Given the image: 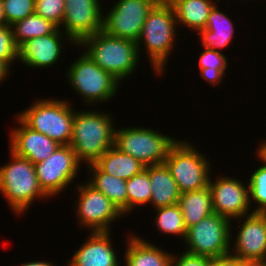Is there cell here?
I'll return each instance as SVG.
<instances>
[{"label":"cell","mask_w":266,"mask_h":266,"mask_svg":"<svg viewBox=\"0 0 266 266\" xmlns=\"http://www.w3.org/2000/svg\"><path fill=\"white\" fill-rule=\"evenodd\" d=\"M175 12L176 21L198 33L205 29L209 13L214 7L212 0H169Z\"/></svg>","instance_id":"obj_24"},{"label":"cell","mask_w":266,"mask_h":266,"mask_svg":"<svg viewBox=\"0 0 266 266\" xmlns=\"http://www.w3.org/2000/svg\"><path fill=\"white\" fill-rule=\"evenodd\" d=\"M78 45L104 71L119 81L133 74L139 61L137 42L108 35L103 30L84 38Z\"/></svg>","instance_id":"obj_2"},{"label":"cell","mask_w":266,"mask_h":266,"mask_svg":"<svg viewBox=\"0 0 266 266\" xmlns=\"http://www.w3.org/2000/svg\"><path fill=\"white\" fill-rule=\"evenodd\" d=\"M112 115L94 111H75L70 146L80 162L95 163L114 146Z\"/></svg>","instance_id":"obj_1"},{"label":"cell","mask_w":266,"mask_h":266,"mask_svg":"<svg viewBox=\"0 0 266 266\" xmlns=\"http://www.w3.org/2000/svg\"><path fill=\"white\" fill-rule=\"evenodd\" d=\"M18 123L21 127L12 130L10 141V151L17 156L31 161L33 164L44 161L60 144L48 136L34 131L26 126L19 118Z\"/></svg>","instance_id":"obj_16"},{"label":"cell","mask_w":266,"mask_h":266,"mask_svg":"<svg viewBox=\"0 0 266 266\" xmlns=\"http://www.w3.org/2000/svg\"><path fill=\"white\" fill-rule=\"evenodd\" d=\"M10 72V67L5 63L0 61V83L8 76Z\"/></svg>","instance_id":"obj_36"},{"label":"cell","mask_w":266,"mask_h":266,"mask_svg":"<svg viewBox=\"0 0 266 266\" xmlns=\"http://www.w3.org/2000/svg\"><path fill=\"white\" fill-rule=\"evenodd\" d=\"M20 266H54L53 263L45 262V261H32V262H25L24 264H21Z\"/></svg>","instance_id":"obj_38"},{"label":"cell","mask_w":266,"mask_h":266,"mask_svg":"<svg viewBox=\"0 0 266 266\" xmlns=\"http://www.w3.org/2000/svg\"><path fill=\"white\" fill-rule=\"evenodd\" d=\"M15 59H19V47L14 41L12 27L0 26V61L10 67Z\"/></svg>","instance_id":"obj_33"},{"label":"cell","mask_w":266,"mask_h":266,"mask_svg":"<svg viewBox=\"0 0 266 266\" xmlns=\"http://www.w3.org/2000/svg\"><path fill=\"white\" fill-rule=\"evenodd\" d=\"M151 183V200L154 208L178 204L180 192L165 163L147 166Z\"/></svg>","instance_id":"obj_19"},{"label":"cell","mask_w":266,"mask_h":266,"mask_svg":"<svg viewBox=\"0 0 266 266\" xmlns=\"http://www.w3.org/2000/svg\"><path fill=\"white\" fill-rule=\"evenodd\" d=\"M246 185L249 186L250 199L259 205L252 212L266 213V166L257 168Z\"/></svg>","instance_id":"obj_30"},{"label":"cell","mask_w":266,"mask_h":266,"mask_svg":"<svg viewBox=\"0 0 266 266\" xmlns=\"http://www.w3.org/2000/svg\"><path fill=\"white\" fill-rule=\"evenodd\" d=\"M234 26L226 14L219 11L217 5L211 9L205 29L199 32L205 48L222 49L232 41Z\"/></svg>","instance_id":"obj_21"},{"label":"cell","mask_w":266,"mask_h":266,"mask_svg":"<svg viewBox=\"0 0 266 266\" xmlns=\"http://www.w3.org/2000/svg\"><path fill=\"white\" fill-rule=\"evenodd\" d=\"M95 164L105 173L127 181L145 169V166L133 156L110 147Z\"/></svg>","instance_id":"obj_23"},{"label":"cell","mask_w":266,"mask_h":266,"mask_svg":"<svg viewBox=\"0 0 266 266\" xmlns=\"http://www.w3.org/2000/svg\"><path fill=\"white\" fill-rule=\"evenodd\" d=\"M99 0H65L62 19L65 37L79 44L84 38L102 31L103 14Z\"/></svg>","instance_id":"obj_13"},{"label":"cell","mask_w":266,"mask_h":266,"mask_svg":"<svg viewBox=\"0 0 266 266\" xmlns=\"http://www.w3.org/2000/svg\"><path fill=\"white\" fill-rule=\"evenodd\" d=\"M127 189V214L137 205L149 204L152 190L147 167L140 173L134 175L126 181Z\"/></svg>","instance_id":"obj_27"},{"label":"cell","mask_w":266,"mask_h":266,"mask_svg":"<svg viewBox=\"0 0 266 266\" xmlns=\"http://www.w3.org/2000/svg\"><path fill=\"white\" fill-rule=\"evenodd\" d=\"M67 71L68 82L84 102H105L117 95L120 82L111 73L101 69L85 52L71 63Z\"/></svg>","instance_id":"obj_7"},{"label":"cell","mask_w":266,"mask_h":266,"mask_svg":"<svg viewBox=\"0 0 266 266\" xmlns=\"http://www.w3.org/2000/svg\"><path fill=\"white\" fill-rule=\"evenodd\" d=\"M248 266H266V262L250 263Z\"/></svg>","instance_id":"obj_40"},{"label":"cell","mask_w":266,"mask_h":266,"mask_svg":"<svg viewBox=\"0 0 266 266\" xmlns=\"http://www.w3.org/2000/svg\"><path fill=\"white\" fill-rule=\"evenodd\" d=\"M231 221L217 213L203 218L197 224L187 228L185 252L215 258L230 253Z\"/></svg>","instance_id":"obj_9"},{"label":"cell","mask_w":266,"mask_h":266,"mask_svg":"<svg viewBox=\"0 0 266 266\" xmlns=\"http://www.w3.org/2000/svg\"><path fill=\"white\" fill-rule=\"evenodd\" d=\"M11 27L13 30L14 41L18 47L27 40L51 34L58 28L51 21L46 20L35 13L15 22Z\"/></svg>","instance_id":"obj_26"},{"label":"cell","mask_w":266,"mask_h":266,"mask_svg":"<svg viewBox=\"0 0 266 266\" xmlns=\"http://www.w3.org/2000/svg\"><path fill=\"white\" fill-rule=\"evenodd\" d=\"M177 259V256L172 254L171 266H210L211 258L207 256L193 255L190 253H183Z\"/></svg>","instance_id":"obj_34"},{"label":"cell","mask_w":266,"mask_h":266,"mask_svg":"<svg viewBox=\"0 0 266 266\" xmlns=\"http://www.w3.org/2000/svg\"><path fill=\"white\" fill-rule=\"evenodd\" d=\"M210 266H246V264L240 258L229 253L211 258Z\"/></svg>","instance_id":"obj_35"},{"label":"cell","mask_w":266,"mask_h":266,"mask_svg":"<svg viewBox=\"0 0 266 266\" xmlns=\"http://www.w3.org/2000/svg\"><path fill=\"white\" fill-rule=\"evenodd\" d=\"M240 218L246 220L240 225L234 249H231L235 252L230 253L245 264L266 262V213L251 212Z\"/></svg>","instance_id":"obj_15"},{"label":"cell","mask_w":266,"mask_h":266,"mask_svg":"<svg viewBox=\"0 0 266 266\" xmlns=\"http://www.w3.org/2000/svg\"><path fill=\"white\" fill-rule=\"evenodd\" d=\"M214 181L209 178L214 213L230 221L233 218L241 221L240 217L249 214L251 208L249 186L230 177H218Z\"/></svg>","instance_id":"obj_14"},{"label":"cell","mask_w":266,"mask_h":266,"mask_svg":"<svg viewBox=\"0 0 266 266\" xmlns=\"http://www.w3.org/2000/svg\"><path fill=\"white\" fill-rule=\"evenodd\" d=\"M84 184L77 187L80 195L76 201V214L80 225L88 227L91 232H110L109 225L124 214L103 193L87 182Z\"/></svg>","instance_id":"obj_12"},{"label":"cell","mask_w":266,"mask_h":266,"mask_svg":"<svg viewBox=\"0 0 266 266\" xmlns=\"http://www.w3.org/2000/svg\"><path fill=\"white\" fill-rule=\"evenodd\" d=\"M70 259L68 266H119L110 232H92Z\"/></svg>","instance_id":"obj_18"},{"label":"cell","mask_w":266,"mask_h":266,"mask_svg":"<svg viewBox=\"0 0 266 266\" xmlns=\"http://www.w3.org/2000/svg\"><path fill=\"white\" fill-rule=\"evenodd\" d=\"M65 0H35L34 13L51 21L58 28L62 25Z\"/></svg>","instance_id":"obj_32"},{"label":"cell","mask_w":266,"mask_h":266,"mask_svg":"<svg viewBox=\"0 0 266 266\" xmlns=\"http://www.w3.org/2000/svg\"><path fill=\"white\" fill-rule=\"evenodd\" d=\"M176 141L152 129L127 127L115 129L114 146L147 167L164 163L169 148Z\"/></svg>","instance_id":"obj_8"},{"label":"cell","mask_w":266,"mask_h":266,"mask_svg":"<svg viewBox=\"0 0 266 266\" xmlns=\"http://www.w3.org/2000/svg\"><path fill=\"white\" fill-rule=\"evenodd\" d=\"M11 162L0 167V191L11 209L24 213L36 197H49L40 187L34 164L11 152Z\"/></svg>","instance_id":"obj_4"},{"label":"cell","mask_w":266,"mask_h":266,"mask_svg":"<svg viewBox=\"0 0 266 266\" xmlns=\"http://www.w3.org/2000/svg\"><path fill=\"white\" fill-rule=\"evenodd\" d=\"M27 40L19 47V61L28 67L45 68L56 63L61 57L62 30ZM62 36V37H61Z\"/></svg>","instance_id":"obj_17"},{"label":"cell","mask_w":266,"mask_h":266,"mask_svg":"<svg viewBox=\"0 0 266 266\" xmlns=\"http://www.w3.org/2000/svg\"><path fill=\"white\" fill-rule=\"evenodd\" d=\"M201 76L210 84L219 85L227 68V58L219 50L205 48L199 58Z\"/></svg>","instance_id":"obj_28"},{"label":"cell","mask_w":266,"mask_h":266,"mask_svg":"<svg viewBox=\"0 0 266 266\" xmlns=\"http://www.w3.org/2000/svg\"><path fill=\"white\" fill-rule=\"evenodd\" d=\"M176 24L178 23L172 5L168 1L160 0L149 12L142 26L137 49L140 50L143 41L149 60L151 59L153 69L158 75L163 73L169 53L173 49Z\"/></svg>","instance_id":"obj_3"},{"label":"cell","mask_w":266,"mask_h":266,"mask_svg":"<svg viewBox=\"0 0 266 266\" xmlns=\"http://www.w3.org/2000/svg\"><path fill=\"white\" fill-rule=\"evenodd\" d=\"M34 103L17 117L32 130L48 136L60 145H69L75 114L70 103L56 99L37 100Z\"/></svg>","instance_id":"obj_5"},{"label":"cell","mask_w":266,"mask_h":266,"mask_svg":"<svg viewBox=\"0 0 266 266\" xmlns=\"http://www.w3.org/2000/svg\"><path fill=\"white\" fill-rule=\"evenodd\" d=\"M5 21L7 25L34 14L35 0H2Z\"/></svg>","instance_id":"obj_31"},{"label":"cell","mask_w":266,"mask_h":266,"mask_svg":"<svg viewBox=\"0 0 266 266\" xmlns=\"http://www.w3.org/2000/svg\"><path fill=\"white\" fill-rule=\"evenodd\" d=\"M178 205L186 228L197 224L214 212L210 187L180 193Z\"/></svg>","instance_id":"obj_22"},{"label":"cell","mask_w":266,"mask_h":266,"mask_svg":"<svg viewBox=\"0 0 266 266\" xmlns=\"http://www.w3.org/2000/svg\"><path fill=\"white\" fill-rule=\"evenodd\" d=\"M157 218L156 225L159 231L164 234H177L181 238H185L186 226L182 216V211L178 204L156 208Z\"/></svg>","instance_id":"obj_29"},{"label":"cell","mask_w":266,"mask_h":266,"mask_svg":"<svg viewBox=\"0 0 266 266\" xmlns=\"http://www.w3.org/2000/svg\"><path fill=\"white\" fill-rule=\"evenodd\" d=\"M189 142L177 140L170 148L165 164L177 183L180 193L209 186V162Z\"/></svg>","instance_id":"obj_6"},{"label":"cell","mask_w":266,"mask_h":266,"mask_svg":"<svg viewBox=\"0 0 266 266\" xmlns=\"http://www.w3.org/2000/svg\"><path fill=\"white\" fill-rule=\"evenodd\" d=\"M262 145H260L259 149H257V156L259 157L260 160H262L265 164L264 166H266V141H262L261 143Z\"/></svg>","instance_id":"obj_37"},{"label":"cell","mask_w":266,"mask_h":266,"mask_svg":"<svg viewBox=\"0 0 266 266\" xmlns=\"http://www.w3.org/2000/svg\"><path fill=\"white\" fill-rule=\"evenodd\" d=\"M80 163L70 145H60L47 159L34 164L40 187L49 197L58 194L77 176Z\"/></svg>","instance_id":"obj_11"},{"label":"cell","mask_w":266,"mask_h":266,"mask_svg":"<svg viewBox=\"0 0 266 266\" xmlns=\"http://www.w3.org/2000/svg\"><path fill=\"white\" fill-rule=\"evenodd\" d=\"M125 254L126 266H171L172 254L132 234Z\"/></svg>","instance_id":"obj_20"},{"label":"cell","mask_w":266,"mask_h":266,"mask_svg":"<svg viewBox=\"0 0 266 266\" xmlns=\"http://www.w3.org/2000/svg\"><path fill=\"white\" fill-rule=\"evenodd\" d=\"M7 25L5 21L4 11H3V2L0 0V26Z\"/></svg>","instance_id":"obj_39"},{"label":"cell","mask_w":266,"mask_h":266,"mask_svg":"<svg viewBox=\"0 0 266 266\" xmlns=\"http://www.w3.org/2000/svg\"><path fill=\"white\" fill-rule=\"evenodd\" d=\"M87 166L93 176L88 183L108 197L125 215L127 213L126 181L103 172L95 163Z\"/></svg>","instance_id":"obj_25"},{"label":"cell","mask_w":266,"mask_h":266,"mask_svg":"<svg viewBox=\"0 0 266 266\" xmlns=\"http://www.w3.org/2000/svg\"><path fill=\"white\" fill-rule=\"evenodd\" d=\"M160 0H118L103 16L102 30L108 35L138 41L149 12Z\"/></svg>","instance_id":"obj_10"}]
</instances>
